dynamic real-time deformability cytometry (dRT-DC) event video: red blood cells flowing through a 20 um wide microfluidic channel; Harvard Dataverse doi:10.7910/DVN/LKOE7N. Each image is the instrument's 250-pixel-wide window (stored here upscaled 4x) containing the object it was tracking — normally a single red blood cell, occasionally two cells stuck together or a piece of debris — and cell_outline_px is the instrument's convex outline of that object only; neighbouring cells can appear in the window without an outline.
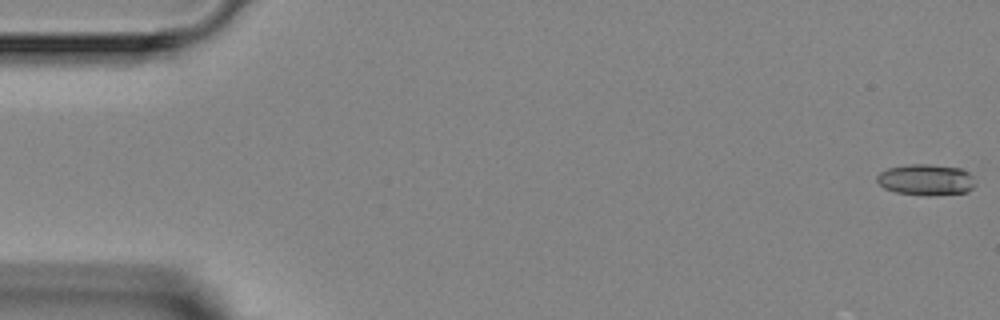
{"species": "Egyptian fruit bat (a non-hibernating species)", "species_latin": "Rousettus aegyptiacus", "temperature_condition": "room temperature", "stored_images_in_passage": 5, "camera_frame_rate_fps": 3000, "um_per_image_px": 0.085, "animal": {"sex": "female"}, "frame": {"image": 1, "passage_image": 1, "time_ms": 0.0, "image_size_px": [1000, 320], "cell_outline_px": [[976, 184], [968, 192], [928, 196], [924, 196], [896, 192], [884, 188], [876, 180], [876, 176], [880, 172], [888, 168], [908, 164], [928, 164], [960, 168], [968, 172], [972, 176]], "centroid_in_image_um": [78.71, 15.28], "position_along_channel_um": 6.3, "area_um2": 17.98}}
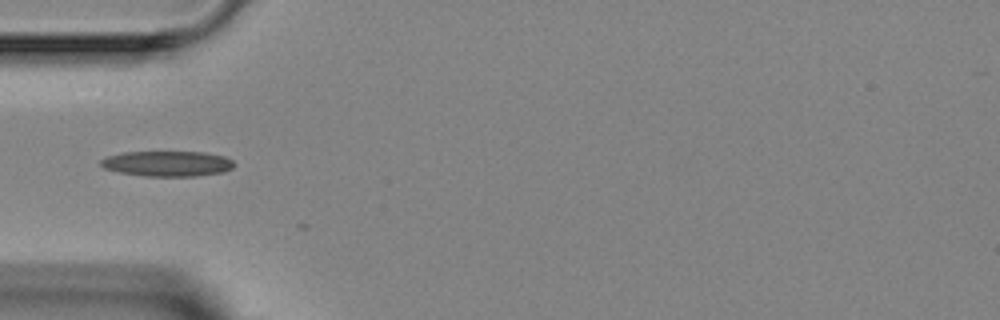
{"frame": {"image": 2, "passage_image": 4, "time_ms": 5.0, "image_size_px": [1000, 320], "cell_outline_px": [[236, 164], [232, 168], [224, 172], [196, 176], [144, 176], [120, 172], [104, 168], [100, 164], [100, 160], [108, 156], [124, 152], [204, 152], [224, 156], [232, 160]], "centroid_in_image_um": [14.25, 13.91], "position_along_channel_um": 70.7, "area_um2": 19.71}}